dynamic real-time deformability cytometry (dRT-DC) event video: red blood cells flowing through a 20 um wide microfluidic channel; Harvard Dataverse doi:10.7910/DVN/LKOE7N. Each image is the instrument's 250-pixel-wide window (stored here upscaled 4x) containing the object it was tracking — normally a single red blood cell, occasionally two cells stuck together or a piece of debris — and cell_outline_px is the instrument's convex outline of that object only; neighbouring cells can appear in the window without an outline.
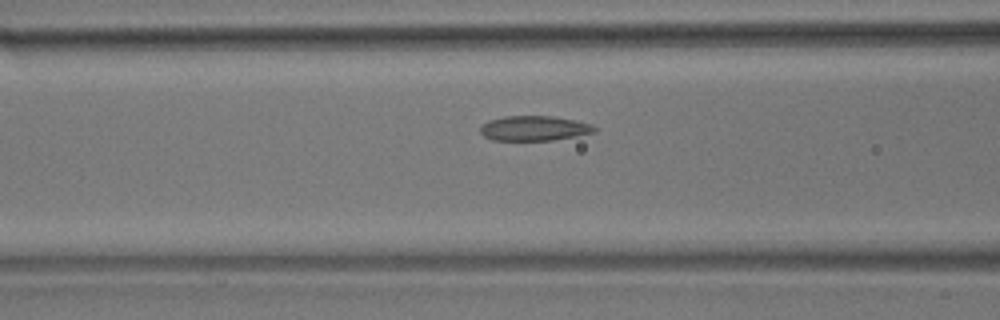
{"species": "common noctule bat (a hibernating species)", "species_latin": "Nyctalus noctula", "temperature_condition": "room temperature", "stored_images_in_passage": 38, "camera_frame_rate_fps": 3000, "um_per_image_px": 0.085, "animal": {"sex": "male", "body_mass_g": 17.9}, "frame": {"image": 1, "passage_image": 11, "time_ms": 3.333, "image_size_px": [1000, 320], "cell_outline_px": [[600, 128], [596, 132], [576, 136], [552, 140], [492, 140], [484, 136], [480, 132], [480, 128], [488, 120], [504, 116], [552, 116], [576, 120], [592, 124]], "centroid_in_image_um": [45.45, 10.9], "position_along_channel_um": 121.1, "area_um2": 16.7}}
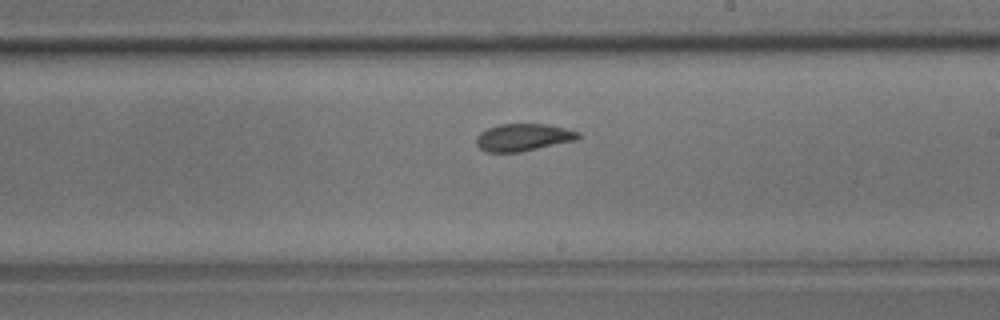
{"frame": {"image": 2, "passage_image": 21, "time_ms": 6.667, "image_size_px": [1000, 320], "cell_outline_px": [[580, 140], [520, 152], [484, 152], [476, 144], [476, 136], [480, 132], [488, 128], [500, 124], [544, 124], [564, 128], [580, 132]], "centroid_in_image_um": [44.49, 11.68], "position_along_channel_um": 244.5, "area_um2": 16.42}}
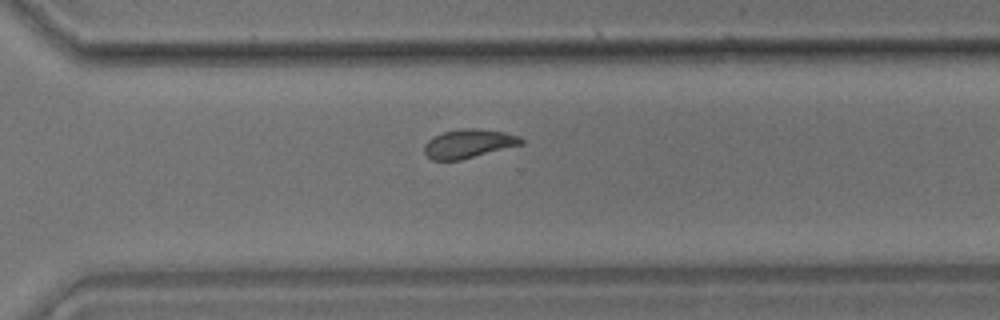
{"frame": {"image": 3, "passage_image": 28, "time_ms": 9.0, "image_size_px": [1000, 320], "cell_outline_px": [[524, 144], [460, 160], [432, 160], [424, 152], [424, 144], [432, 136], [444, 132], [460, 128], [472, 128], [504, 132], [520, 136], [524, 140]], "centroid_in_image_um": [39.83, 12.2], "position_along_channel_um": 330.8, "area_um2": 16.3}, "authors_computed_cell_mechanics": {"area_um2": 16.5597, "velocity_mm_per_s": 3.7041, "shape_relaxation_time_tau1_ms": 8.4698, "shape_relaxation_time_tau2_ms": 2.6716, "deformation_change_tau1": 0.158, "deformation_change_tau2": 0.0631}}